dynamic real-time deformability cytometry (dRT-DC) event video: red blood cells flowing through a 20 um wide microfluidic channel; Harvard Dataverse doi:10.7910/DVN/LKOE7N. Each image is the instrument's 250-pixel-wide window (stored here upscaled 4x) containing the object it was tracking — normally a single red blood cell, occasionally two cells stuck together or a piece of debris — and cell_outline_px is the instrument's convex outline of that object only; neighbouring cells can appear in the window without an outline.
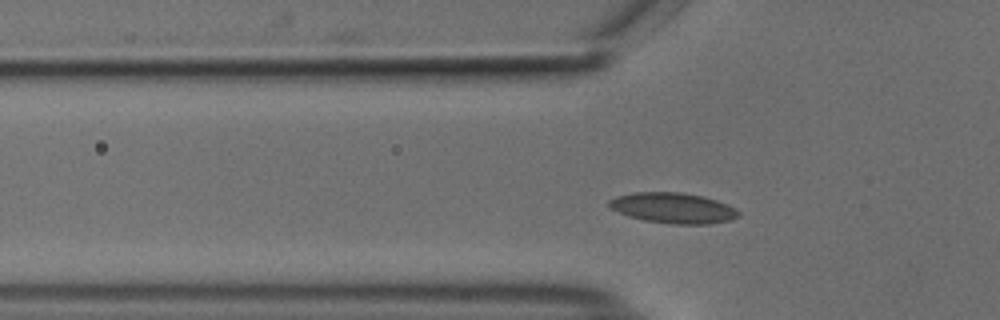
{"species": "common noctule bat (a hibernating species)", "species_latin": "Nyctalus noctula", "temperature_condition": "cold", "stored_images_in_passage": 50, "camera_frame_rate_fps": 3000, "um_per_image_px": 0.085, "animal": {"sex": "male", "body_mass_g": 18.8}, "frame": {"image": 1, "passage_image": 12, "time_ms": 3.667, "image_size_px": [1000, 320], "cell_outline_px": [[740, 216], [732, 220], [708, 224], [672, 224], [644, 220], [628, 216], [616, 212], [608, 204], [608, 200], [616, 196], [632, 192], [680, 192], [704, 196], [728, 204], [740, 212]], "centroid_in_image_um": [57.22, 17.68], "position_along_channel_um": 68.6, "area_um2": 23.24}}
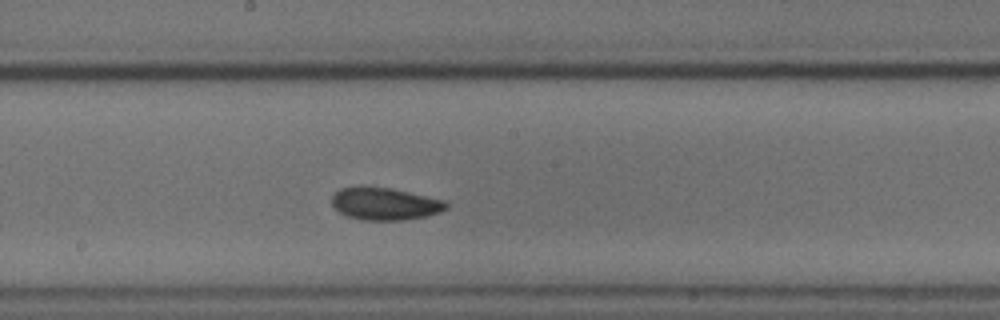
{"frame": {"image": 2, "passage_image": 24, "time_ms": 7.667, "image_size_px": [1000, 320], "cell_outline_px": [[448, 208], [440, 212], [428, 216], [404, 220], [364, 220], [348, 216], [340, 212], [332, 204], [332, 196], [340, 188], [360, 184], [392, 188], [444, 200], [448, 204]], "centroid_in_image_um": [32.71, 17.29], "position_along_channel_um": 215.5, "area_um2": 21.96}}
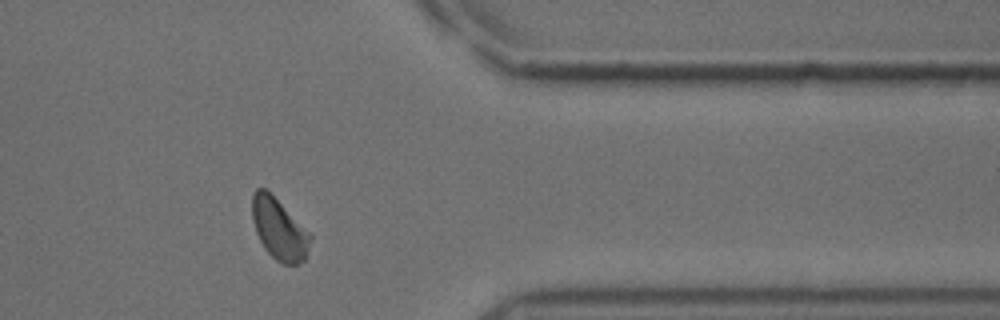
{"frame": {"image": 3, "passage_image": 39, "time_ms": 12.667, "image_size_px": [1000, 320], "cell_outline_px": [[312, 236], [304, 260], [296, 264], [280, 264], [264, 248], [256, 232], [252, 220], [252, 196], [256, 188], [264, 188]], "centroid_in_image_um": [23.69, 19.51], "position_along_channel_um": 387.7, "area_um2": 20.06}, "authors_computed_cell_mechanics": {"area_um2": 20.8947, "velocity_mm_per_s": 3.6939, "shape_relaxation_time_tau1_ms": 6.8299, "shape_relaxation_time_tau2_ms": null, "deformation_change_tau1": 0.1194, "deformation_change_tau2": null}}